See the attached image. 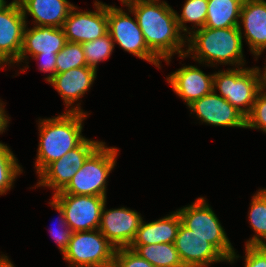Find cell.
<instances>
[{
  "instance_id": "cell-5",
  "label": "cell",
  "mask_w": 266,
  "mask_h": 267,
  "mask_svg": "<svg viewBox=\"0 0 266 267\" xmlns=\"http://www.w3.org/2000/svg\"><path fill=\"white\" fill-rule=\"evenodd\" d=\"M177 212L184 227L205 238L228 262L232 264L235 259L239 258L217 215L204 197H199L194 203L178 209Z\"/></svg>"
},
{
  "instance_id": "cell-16",
  "label": "cell",
  "mask_w": 266,
  "mask_h": 267,
  "mask_svg": "<svg viewBox=\"0 0 266 267\" xmlns=\"http://www.w3.org/2000/svg\"><path fill=\"white\" fill-rule=\"evenodd\" d=\"M67 43L63 28L53 26H34L28 29L27 24L23 33V43L19 59L15 63L23 62L27 55H57Z\"/></svg>"
},
{
  "instance_id": "cell-7",
  "label": "cell",
  "mask_w": 266,
  "mask_h": 267,
  "mask_svg": "<svg viewBox=\"0 0 266 267\" xmlns=\"http://www.w3.org/2000/svg\"><path fill=\"white\" fill-rule=\"evenodd\" d=\"M115 250L98 229L73 232L63 259L69 267H113Z\"/></svg>"
},
{
  "instance_id": "cell-30",
  "label": "cell",
  "mask_w": 266,
  "mask_h": 267,
  "mask_svg": "<svg viewBox=\"0 0 266 267\" xmlns=\"http://www.w3.org/2000/svg\"><path fill=\"white\" fill-rule=\"evenodd\" d=\"M49 204L55 208V210L60 214V222L61 230L50 229L51 235L54 238V241L57 243L58 248L60 249L62 255L66 251L68 244L70 242V238L72 237L73 230L68 226L63 208L61 205L52 197V201Z\"/></svg>"
},
{
  "instance_id": "cell-37",
  "label": "cell",
  "mask_w": 266,
  "mask_h": 267,
  "mask_svg": "<svg viewBox=\"0 0 266 267\" xmlns=\"http://www.w3.org/2000/svg\"><path fill=\"white\" fill-rule=\"evenodd\" d=\"M261 89H266V80H261ZM266 93V91H264Z\"/></svg>"
},
{
  "instance_id": "cell-29",
  "label": "cell",
  "mask_w": 266,
  "mask_h": 267,
  "mask_svg": "<svg viewBox=\"0 0 266 267\" xmlns=\"http://www.w3.org/2000/svg\"><path fill=\"white\" fill-rule=\"evenodd\" d=\"M246 128L261 129L266 133V93L260 90L250 113L246 116Z\"/></svg>"
},
{
  "instance_id": "cell-20",
  "label": "cell",
  "mask_w": 266,
  "mask_h": 267,
  "mask_svg": "<svg viewBox=\"0 0 266 267\" xmlns=\"http://www.w3.org/2000/svg\"><path fill=\"white\" fill-rule=\"evenodd\" d=\"M25 19L34 18L35 26L62 28L69 12L74 7L67 0H18Z\"/></svg>"
},
{
  "instance_id": "cell-28",
  "label": "cell",
  "mask_w": 266,
  "mask_h": 267,
  "mask_svg": "<svg viewBox=\"0 0 266 267\" xmlns=\"http://www.w3.org/2000/svg\"><path fill=\"white\" fill-rule=\"evenodd\" d=\"M87 66L82 44L69 42L57 53L56 74L72 68Z\"/></svg>"
},
{
  "instance_id": "cell-21",
  "label": "cell",
  "mask_w": 266,
  "mask_h": 267,
  "mask_svg": "<svg viewBox=\"0 0 266 267\" xmlns=\"http://www.w3.org/2000/svg\"><path fill=\"white\" fill-rule=\"evenodd\" d=\"M180 224L181 220L177 210L156 221L145 223L142 220L130 245L174 244Z\"/></svg>"
},
{
  "instance_id": "cell-10",
  "label": "cell",
  "mask_w": 266,
  "mask_h": 267,
  "mask_svg": "<svg viewBox=\"0 0 266 267\" xmlns=\"http://www.w3.org/2000/svg\"><path fill=\"white\" fill-rule=\"evenodd\" d=\"M63 208L65 219L73 232L97 230L106 197L91 195L54 194Z\"/></svg>"
},
{
  "instance_id": "cell-24",
  "label": "cell",
  "mask_w": 266,
  "mask_h": 267,
  "mask_svg": "<svg viewBox=\"0 0 266 267\" xmlns=\"http://www.w3.org/2000/svg\"><path fill=\"white\" fill-rule=\"evenodd\" d=\"M249 211V221L254 234L246 242V246H266V189H259L253 195Z\"/></svg>"
},
{
  "instance_id": "cell-17",
  "label": "cell",
  "mask_w": 266,
  "mask_h": 267,
  "mask_svg": "<svg viewBox=\"0 0 266 267\" xmlns=\"http://www.w3.org/2000/svg\"><path fill=\"white\" fill-rule=\"evenodd\" d=\"M214 74L206 75L196 66H183L166 79L187 106L213 91Z\"/></svg>"
},
{
  "instance_id": "cell-23",
  "label": "cell",
  "mask_w": 266,
  "mask_h": 267,
  "mask_svg": "<svg viewBox=\"0 0 266 267\" xmlns=\"http://www.w3.org/2000/svg\"><path fill=\"white\" fill-rule=\"evenodd\" d=\"M129 248L154 267H184L178 251L172 243L130 245Z\"/></svg>"
},
{
  "instance_id": "cell-1",
  "label": "cell",
  "mask_w": 266,
  "mask_h": 267,
  "mask_svg": "<svg viewBox=\"0 0 266 267\" xmlns=\"http://www.w3.org/2000/svg\"><path fill=\"white\" fill-rule=\"evenodd\" d=\"M122 4L136 17L146 45L159 60L162 58L170 64L176 52L180 58L187 57L182 49L187 35L184 33L182 36L176 11L168 3L160 0H126Z\"/></svg>"
},
{
  "instance_id": "cell-12",
  "label": "cell",
  "mask_w": 266,
  "mask_h": 267,
  "mask_svg": "<svg viewBox=\"0 0 266 267\" xmlns=\"http://www.w3.org/2000/svg\"><path fill=\"white\" fill-rule=\"evenodd\" d=\"M18 0L0 10V65L15 64L19 59L26 26Z\"/></svg>"
},
{
  "instance_id": "cell-13",
  "label": "cell",
  "mask_w": 266,
  "mask_h": 267,
  "mask_svg": "<svg viewBox=\"0 0 266 267\" xmlns=\"http://www.w3.org/2000/svg\"><path fill=\"white\" fill-rule=\"evenodd\" d=\"M103 206L98 230L113 245L115 249L129 247L135 238L142 222V217L136 210L125 207L105 210Z\"/></svg>"
},
{
  "instance_id": "cell-27",
  "label": "cell",
  "mask_w": 266,
  "mask_h": 267,
  "mask_svg": "<svg viewBox=\"0 0 266 267\" xmlns=\"http://www.w3.org/2000/svg\"><path fill=\"white\" fill-rule=\"evenodd\" d=\"M114 47V41L109 33L93 41L82 43L87 66L97 70L98 63L107 60Z\"/></svg>"
},
{
  "instance_id": "cell-32",
  "label": "cell",
  "mask_w": 266,
  "mask_h": 267,
  "mask_svg": "<svg viewBox=\"0 0 266 267\" xmlns=\"http://www.w3.org/2000/svg\"><path fill=\"white\" fill-rule=\"evenodd\" d=\"M244 267H266V246L245 245Z\"/></svg>"
},
{
  "instance_id": "cell-25",
  "label": "cell",
  "mask_w": 266,
  "mask_h": 267,
  "mask_svg": "<svg viewBox=\"0 0 266 267\" xmlns=\"http://www.w3.org/2000/svg\"><path fill=\"white\" fill-rule=\"evenodd\" d=\"M17 162L18 159L7 144L0 142V195L10 190L17 175L22 173L23 170Z\"/></svg>"
},
{
  "instance_id": "cell-33",
  "label": "cell",
  "mask_w": 266,
  "mask_h": 267,
  "mask_svg": "<svg viewBox=\"0 0 266 267\" xmlns=\"http://www.w3.org/2000/svg\"><path fill=\"white\" fill-rule=\"evenodd\" d=\"M56 57L57 55H35L33 59L40 60L39 70L43 72H48L49 75L46 77L48 82L56 74ZM42 59V61H41Z\"/></svg>"
},
{
  "instance_id": "cell-26",
  "label": "cell",
  "mask_w": 266,
  "mask_h": 267,
  "mask_svg": "<svg viewBox=\"0 0 266 267\" xmlns=\"http://www.w3.org/2000/svg\"><path fill=\"white\" fill-rule=\"evenodd\" d=\"M207 9H208V0H186L185 4L182 8L181 15H178L176 12V19L178 22V26L181 32H187L190 35V32L188 31V27L185 26L187 22L194 23L192 29L196 27L197 29H200L204 27L207 17Z\"/></svg>"
},
{
  "instance_id": "cell-6",
  "label": "cell",
  "mask_w": 266,
  "mask_h": 267,
  "mask_svg": "<svg viewBox=\"0 0 266 267\" xmlns=\"http://www.w3.org/2000/svg\"><path fill=\"white\" fill-rule=\"evenodd\" d=\"M215 89L246 117L261 90V70L259 67H238L218 71L213 77V90Z\"/></svg>"
},
{
  "instance_id": "cell-18",
  "label": "cell",
  "mask_w": 266,
  "mask_h": 267,
  "mask_svg": "<svg viewBox=\"0 0 266 267\" xmlns=\"http://www.w3.org/2000/svg\"><path fill=\"white\" fill-rule=\"evenodd\" d=\"M239 26L244 27L246 41L257 60L266 49V1L244 0L241 6Z\"/></svg>"
},
{
  "instance_id": "cell-11",
  "label": "cell",
  "mask_w": 266,
  "mask_h": 267,
  "mask_svg": "<svg viewBox=\"0 0 266 267\" xmlns=\"http://www.w3.org/2000/svg\"><path fill=\"white\" fill-rule=\"evenodd\" d=\"M94 6L92 12L71 9L62 27L67 41L82 44L108 33L107 4L95 1Z\"/></svg>"
},
{
  "instance_id": "cell-36",
  "label": "cell",
  "mask_w": 266,
  "mask_h": 267,
  "mask_svg": "<svg viewBox=\"0 0 266 267\" xmlns=\"http://www.w3.org/2000/svg\"><path fill=\"white\" fill-rule=\"evenodd\" d=\"M264 71H262V74H261V80H266V65L264 66Z\"/></svg>"
},
{
  "instance_id": "cell-34",
  "label": "cell",
  "mask_w": 266,
  "mask_h": 267,
  "mask_svg": "<svg viewBox=\"0 0 266 267\" xmlns=\"http://www.w3.org/2000/svg\"><path fill=\"white\" fill-rule=\"evenodd\" d=\"M4 104L5 103L0 101V133L1 134L6 130L9 119H11V118H8V116L5 114L6 111L4 110V107H3Z\"/></svg>"
},
{
  "instance_id": "cell-9",
  "label": "cell",
  "mask_w": 266,
  "mask_h": 267,
  "mask_svg": "<svg viewBox=\"0 0 266 267\" xmlns=\"http://www.w3.org/2000/svg\"><path fill=\"white\" fill-rule=\"evenodd\" d=\"M100 141L85 139L78 147L68 151L62 158L49 164L38 176L36 187H50L54 193L62 191L76 172L82 168L88 156L101 144Z\"/></svg>"
},
{
  "instance_id": "cell-19",
  "label": "cell",
  "mask_w": 266,
  "mask_h": 267,
  "mask_svg": "<svg viewBox=\"0 0 266 267\" xmlns=\"http://www.w3.org/2000/svg\"><path fill=\"white\" fill-rule=\"evenodd\" d=\"M96 73L97 70L88 66L72 68L55 74L48 83L61 95L67 109L90 89Z\"/></svg>"
},
{
  "instance_id": "cell-31",
  "label": "cell",
  "mask_w": 266,
  "mask_h": 267,
  "mask_svg": "<svg viewBox=\"0 0 266 267\" xmlns=\"http://www.w3.org/2000/svg\"><path fill=\"white\" fill-rule=\"evenodd\" d=\"M113 267H154L146 259L129 247L117 248L114 253Z\"/></svg>"
},
{
  "instance_id": "cell-3",
  "label": "cell",
  "mask_w": 266,
  "mask_h": 267,
  "mask_svg": "<svg viewBox=\"0 0 266 267\" xmlns=\"http://www.w3.org/2000/svg\"><path fill=\"white\" fill-rule=\"evenodd\" d=\"M242 33L241 26L219 29L202 27L190 31V36L186 38L188 50L185 55H192L195 61L209 63L211 67L217 63L242 67L245 65Z\"/></svg>"
},
{
  "instance_id": "cell-2",
  "label": "cell",
  "mask_w": 266,
  "mask_h": 267,
  "mask_svg": "<svg viewBox=\"0 0 266 267\" xmlns=\"http://www.w3.org/2000/svg\"><path fill=\"white\" fill-rule=\"evenodd\" d=\"M77 104L62 115L39 119V145L35 162L38 175L53 161L78 147L86 138L82 136L83 120L87 117Z\"/></svg>"
},
{
  "instance_id": "cell-35",
  "label": "cell",
  "mask_w": 266,
  "mask_h": 267,
  "mask_svg": "<svg viewBox=\"0 0 266 267\" xmlns=\"http://www.w3.org/2000/svg\"><path fill=\"white\" fill-rule=\"evenodd\" d=\"M0 267H15L6 255L0 256Z\"/></svg>"
},
{
  "instance_id": "cell-22",
  "label": "cell",
  "mask_w": 266,
  "mask_h": 267,
  "mask_svg": "<svg viewBox=\"0 0 266 267\" xmlns=\"http://www.w3.org/2000/svg\"><path fill=\"white\" fill-rule=\"evenodd\" d=\"M244 0H208L204 27L211 29L238 27Z\"/></svg>"
},
{
  "instance_id": "cell-38",
  "label": "cell",
  "mask_w": 266,
  "mask_h": 267,
  "mask_svg": "<svg viewBox=\"0 0 266 267\" xmlns=\"http://www.w3.org/2000/svg\"><path fill=\"white\" fill-rule=\"evenodd\" d=\"M6 3V0H0V10L7 5Z\"/></svg>"
},
{
  "instance_id": "cell-15",
  "label": "cell",
  "mask_w": 266,
  "mask_h": 267,
  "mask_svg": "<svg viewBox=\"0 0 266 267\" xmlns=\"http://www.w3.org/2000/svg\"><path fill=\"white\" fill-rule=\"evenodd\" d=\"M174 246L184 267H207L228 260L205 238L180 224Z\"/></svg>"
},
{
  "instance_id": "cell-4",
  "label": "cell",
  "mask_w": 266,
  "mask_h": 267,
  "mask_svg": "<svg viewBox=\"0 0 266 267\" xmlns=\"http://www.w3.org/2000/svg\"><path fill=\"white\" fill-rule=\"evenodd\" d=\"M118 149L102 142L85 160L68 185L54 194L106 197L107 178L115 167Z\"/></svg>"
},
{
  "instance_id": "cell-14",
  "label": "cell",
  "mask_w": 266,
  "mask_h": 267,
  "mask_svg": "<svg viewBox=\"0 0 266 267\" xmlns=\"http://www.w3.org/2000/svg\"><path fill=\"white\" fill-rule=\"evenodd\" d=\"M204 123L214 126L246 128V117L213 90L188 106Z\"/></svg>"
},
{
  "instance_id": "cell-8",
  "label": "cell",
  "mask_w": 266,
  "mask_h": 267,
  "mask_svg": "<svg viewBox=\"0 0 266 267\" xmlns=\"http://www.w3.org/2000/svg\"><path fill=\"white\" fill-rule=\"evenodd\" d=\"M116 6L107 5L108 33L114 44L117 43L123 50L161 68L160 60L149 50L136 17ZM135 20V21H134Z\"/></svg>"
}]
</instances>
